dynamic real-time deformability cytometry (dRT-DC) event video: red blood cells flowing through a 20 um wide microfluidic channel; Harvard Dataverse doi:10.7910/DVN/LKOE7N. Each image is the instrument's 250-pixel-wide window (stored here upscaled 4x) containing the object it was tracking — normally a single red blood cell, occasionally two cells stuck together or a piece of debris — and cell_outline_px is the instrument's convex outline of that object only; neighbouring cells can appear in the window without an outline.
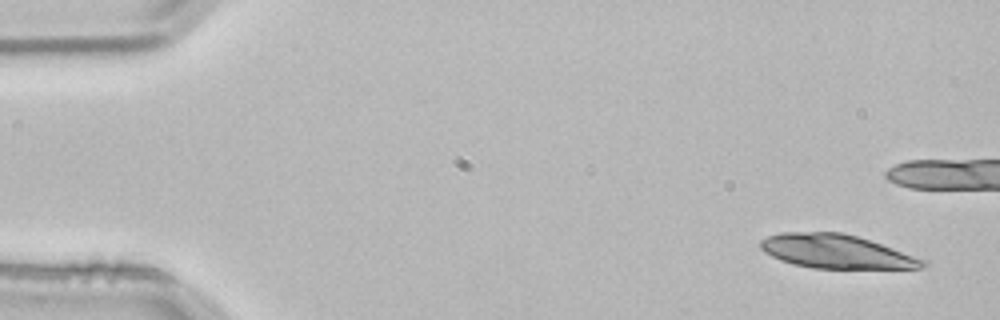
{"species": "common noctule bat (a hibernating species)", "species_latin": "Nyctalus noctula", "temperature_condition": "room temperature", "stored_images_in_passage": 7, "camera_frame_rate_fps": 3000, "um_per_image_px": 0.085, "animal": {"sex": "male", "body_mass_g": 21.5, "forearm_length_mm": 52.0}, "frame": {"image": 1, "passage_image": 1, "time_ms": 0.0, "image_size_px": [1000, 320], "cell_outline_px": [[928, 264], [920, 268], [812, 268], [792, 264], [780, 260], [764, 252], [760, 248], [760, 240], [768, 236], [780, 232], [840, 232], [856, 236], [928, 260]], "centroid_in_image_um": [71.05, 21.38], "position_along_channel_um": 13.9, "area_um2": 31.79}}